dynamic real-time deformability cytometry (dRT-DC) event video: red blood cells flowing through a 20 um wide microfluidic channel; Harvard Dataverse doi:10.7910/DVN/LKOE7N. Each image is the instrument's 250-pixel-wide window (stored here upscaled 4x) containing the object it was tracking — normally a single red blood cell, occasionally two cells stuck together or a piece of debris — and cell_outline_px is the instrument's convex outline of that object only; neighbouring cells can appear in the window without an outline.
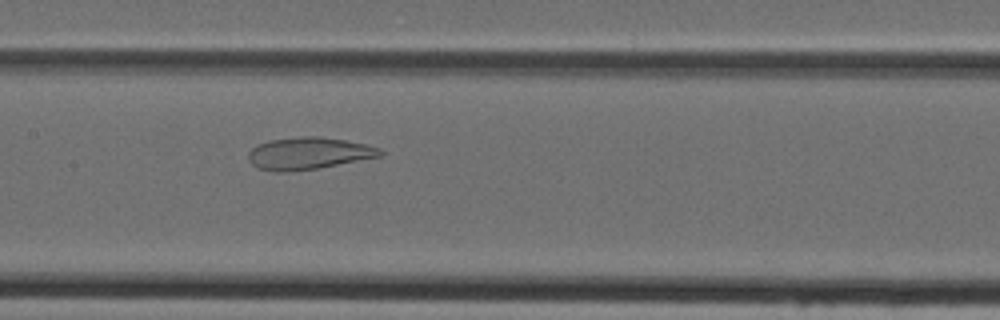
{"species": "Egyptian fruit bat (a non-hibernating species)", "species_latin": "Rousettus aegyptiacus", "temperature_condition": "cold", "stored_images_in_passage": 48, "camera_frame_rate_fps": 3000, "um_per_image_px": 0.085, "animal": {"sex": "female"}, "frame": {"image": 1, "passage_image": 24, "time_ms": 7.667, "image_size_px": [1000, 320], "cell_outline_px": [[384, 152], [380, 156], [316, 168], [288, 172], [276, 172], [256, 168], [248, 160], [248, 152], [256, 144], [268, 140], [300, 136], [316, 136], [344, 140], [364, 144], [380, 148]], "centroid_in_image_um": [26.15, 13.03], "position_along_channel_um": 181.3, "area_um2": 24.57}}
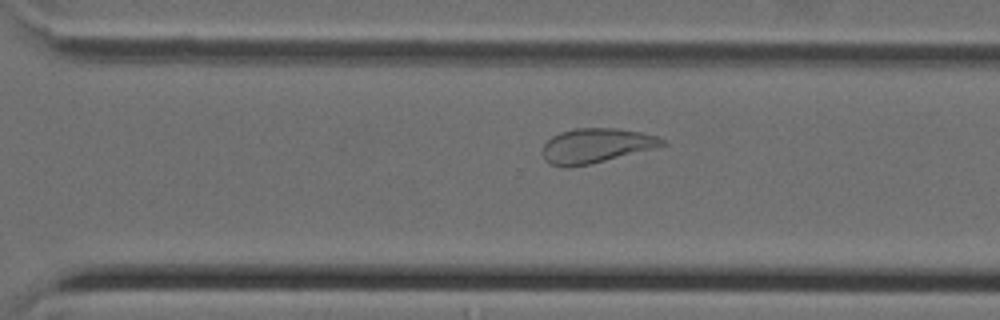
{"frame": {"image": 2, "passage_image": 34, "time_ms": 11.0, "image_size_px": [1000, 320], "cell_outline_px": [[664, 144], [656, 148], [588, 164], [568, 168], [560, 168], [548, 164], [544, 160], [540, 152], [544, 144], [552, 136], [560, 132], [576, 128], [616, 128], [640, 132], [656, 136], [664, 140]], "centroid_in_image_um": [50.57, 12.39], "position_along_channel_um": 320.0, "area_um2": 24.22}}
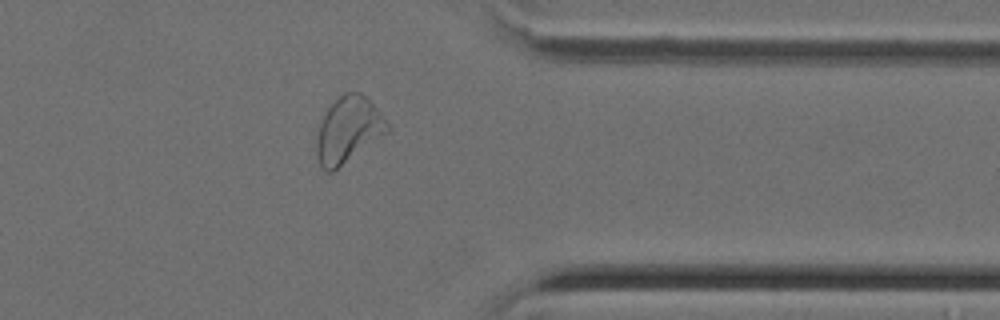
{"frame": {"image": 3, "passage_image": 39, "time_ms": 12.667, "image_size_px": [1000, 320], "cell_outline_px": [[388, 132], [332, 172], [324, 172], [316, 156], [316, 140], [320, 124], [328, 108], [344, 92], [360, 92], [376, 108], [388, 124]], "centroid_in_image_um": [29.57, 11.06], "position_along_channel_um": 381.8, "area_um2": 26.59}}